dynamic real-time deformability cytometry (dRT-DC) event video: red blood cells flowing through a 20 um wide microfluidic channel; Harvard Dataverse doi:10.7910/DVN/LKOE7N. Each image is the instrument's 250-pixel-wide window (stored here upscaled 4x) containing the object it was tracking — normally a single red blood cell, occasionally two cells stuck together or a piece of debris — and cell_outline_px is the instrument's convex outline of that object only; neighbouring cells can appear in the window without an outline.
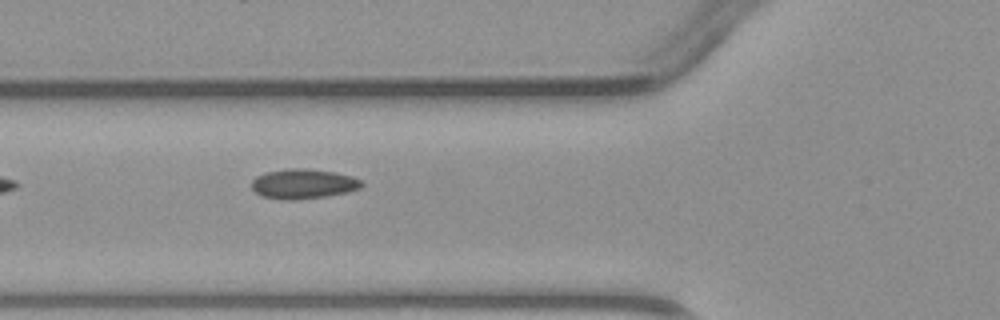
{"species": "common noctule bat (a hibernating species)", "species_latin": "Nyctalus noctula", "temperature_condition": "warm", "stored_images_in_passage": 4, "camera_frame_rate_fps": 3000, "um_per_image_px": 0.085, "animal": {"sex": "male", "body_mass_g": 23.1, "forearm_length_mm": 52.7}, "frame": {"image": 1, "passage_image": 4, "time_ms": 3.667, "image_size_px": [1000, 320], "cell_outline_px": [[364, 184], [360, 188], [348, 192], [324, 196], [296, 200], [280, 200], [264, 196], [256, 192], [252, 188], [252, 180], [256, 176], [264, 172], [284, 168], [308, 168], [336, 172], [352, 176], [360, 180]], "centroid_in_image_um": [25.77, 15.61], "position_along_channel_um": 100.0, "area_um2": 19.31}}